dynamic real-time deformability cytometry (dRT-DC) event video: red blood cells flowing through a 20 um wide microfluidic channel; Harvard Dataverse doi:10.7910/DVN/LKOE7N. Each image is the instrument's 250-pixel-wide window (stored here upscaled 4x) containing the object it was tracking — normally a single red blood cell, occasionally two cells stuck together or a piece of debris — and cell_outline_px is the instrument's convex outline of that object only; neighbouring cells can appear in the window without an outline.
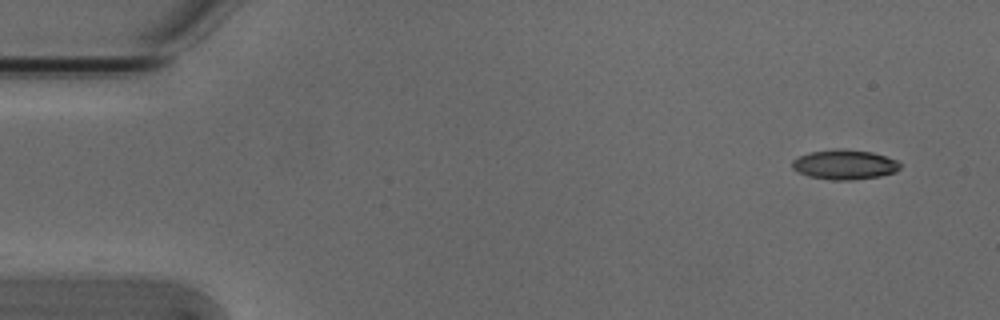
{"species": "Egyptian fruit bat (a non-hibernating species)", "species_latin": "Rousettus aegyptiacus", "temperature_condition": "cold", "stored_images_in_passage": 4, "camera_frame_rate_fps": 3000, "um_per_image_px": 0.085, "animal": {"sex": "male"}, "frame": {"image": 1, "passage_image": 1, "time_ms": 0.0, "image_size_px": [1000, 320], "cell_outline_px": [[900, 168], [896, 172], [880, 176], [852, 180], [832, 180], [808, 176], [792, 168], [792, 160], [800, 156], [812, 152], [840, 148], [872, 152], [896, 160], [900, 164]], "centroid_in_image_um": [71.8, 13.99], "position_along_channel_um": 13.2, "area_um2": 18.55}}
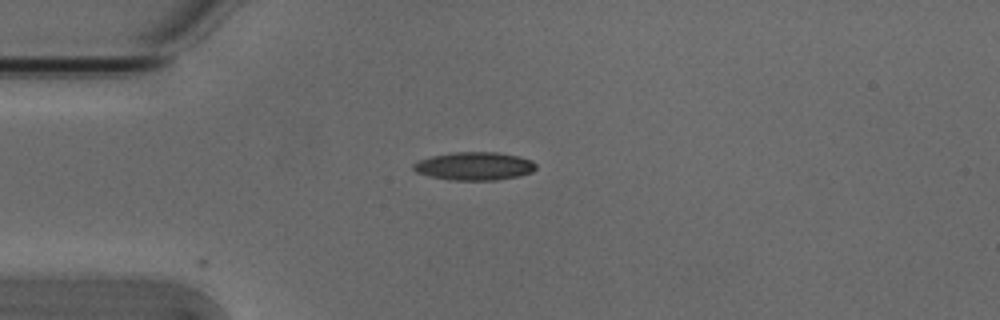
{"frame": {"image": 2, "passage_image": 4, "time_ms": 1.0, "image_size_px": [1000, 320], "cell_outline_px": [[536, 168], [532, 172], [520, 176], [496, 180], [452, 180], [428, 176], [416, 172], [412, 168], [412, 164], [420, 160], [432, 156], [452, 152], [496, 152], [520, 156], [532, 160], [536, 164]], "centroid_in_image_um": [40.34, 14.12], "position_along_channel_um": 44.7, "area_um2": 20.23}}